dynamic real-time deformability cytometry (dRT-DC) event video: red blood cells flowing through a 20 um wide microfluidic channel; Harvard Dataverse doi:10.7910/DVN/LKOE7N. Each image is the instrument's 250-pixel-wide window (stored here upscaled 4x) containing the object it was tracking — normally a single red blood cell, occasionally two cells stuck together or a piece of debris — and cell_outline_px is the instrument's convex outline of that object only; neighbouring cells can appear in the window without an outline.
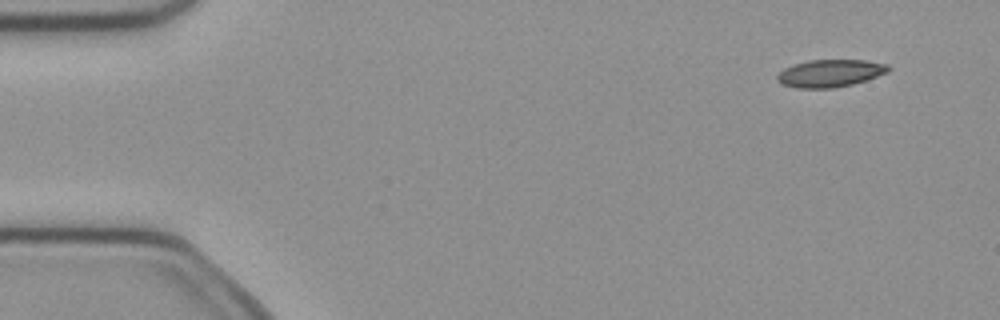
{"species": "common noctule bat (a hibernating species)", "species_latin": "Nyctalus noctula", "temperature_condition": "cold", "stored_images_in_passage": 4, "camera_frame_rate_fps": 3000, "um_per_image_px": 0.085, "animal": {"sex": "female", "body_mass_g": 21.9}, "frame": {"image": 1, "passage_image": 1, "time_ms": 0.0, "image_size_px": [1000, 320], "cell_outline_px": [[892, 68], [888, 72], [852, 84], [832, 88], [796, 88], [780, 84], [776, 80], [776, 76], [784, 68], [808, 60], [864, 60], [888, 64]], "centroid_in_image_um": [70.54, 6.23], "position_along_channel_um": 14.5, "area_um2": 17.74}}
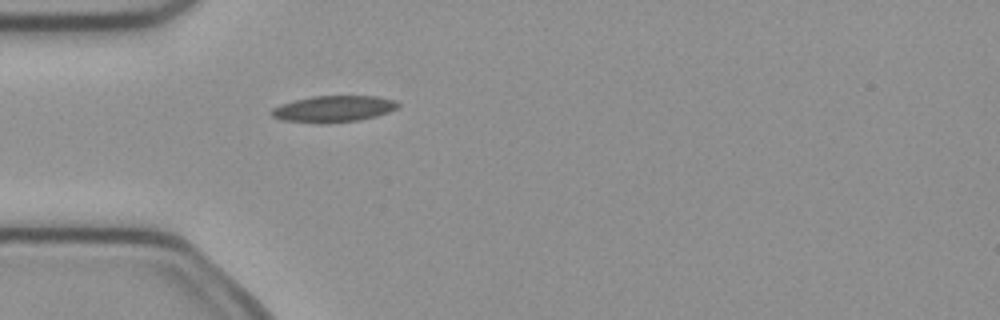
{"frame": {"image": 2, "passage_image": 4, "time_ms": 1.0, "image_size_px": [1000, 320], "cell_outline_px": [[400, 104], [396, 108], [388, 112], [376, 116], [360, 120], [328, 124], [316, 124], [280, 120], [272, 116], [268, 112], [272, 108], [280, 104], [312, 96], [376, 96], [396, 100]], "centroid_in_image_um": [28.3, 9.27], "position_along_channel_um": 56.7, "area_um2": 19.83}}